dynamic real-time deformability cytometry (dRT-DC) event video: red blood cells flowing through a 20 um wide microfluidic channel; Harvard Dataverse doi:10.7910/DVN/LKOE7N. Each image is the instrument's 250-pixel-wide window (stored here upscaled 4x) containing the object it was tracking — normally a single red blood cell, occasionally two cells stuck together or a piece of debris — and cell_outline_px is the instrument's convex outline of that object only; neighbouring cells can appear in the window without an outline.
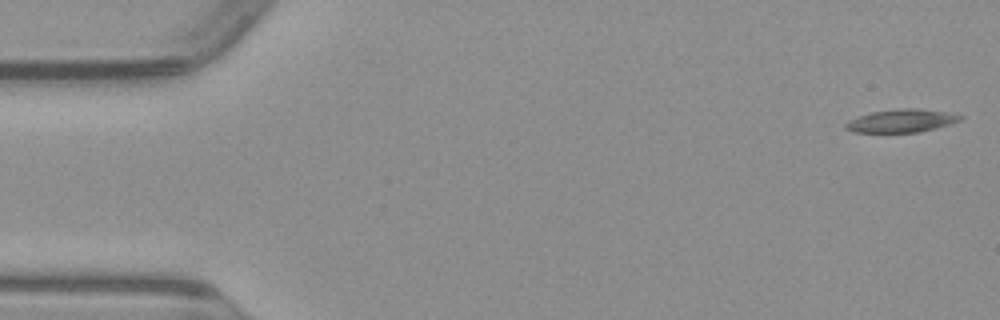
{"species": "common noctule bat (a hibernating species)", "species_latin": "Nyctalus noctula", "temperature_condition": "warm", "stored_images_in_passage": 50, "camera_frame_rate_fps": 3000, "um_per_image_px": 0.085, "animal": {"sex": "male", "body_mass_g": 23.1, "forearm_length_mm": 52.7}, "frame": {"image": 1, "passage_image": 1, "time_ms": 0.0, "image_size_px": [1000, 320], "cell_outline_px": [[964, 116], [960, 120], [936, 128], [920, 132], [852, 132], [844, 128], [844, 124], [848, 120], [872, 112], [900, 108], [920, 108], [952, 112]], "centroid_in_image_um": [76.64, 10.26], "position_along_channel_um": 8.4, "area_um2": 15.49}}
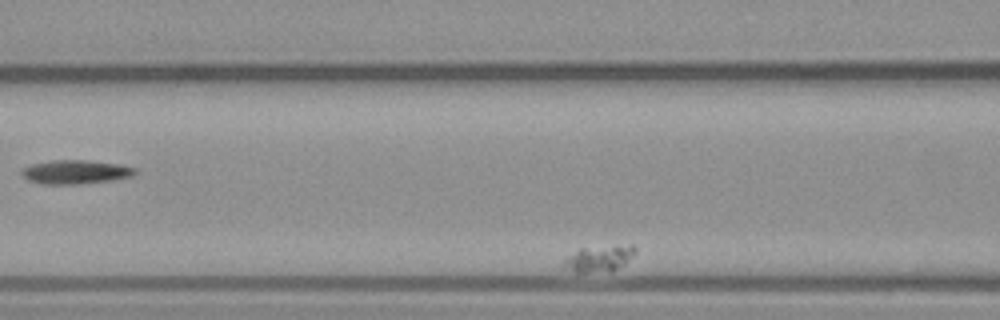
{"frame": {"image": 2, "passage_image": 22, "time_ms": 7.0, "image_size_px": [1000, 320], "cell_outline_px": [[636, 252], [624, 264], [612, 272], [576, 272], [564, 268], [560, 264], [568, 256], [580, 248], [632, 244], [636, 248]], "centroid_in_image_um": [50.92, 21.98], "position_along_channel_um": 115.7, "area_um2": 11.04}}
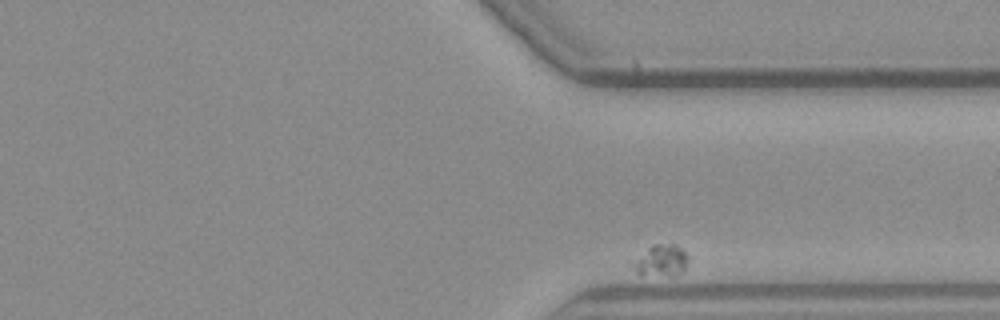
{"frame": {"image": 3, "passage_image": 50, "time_ms": 16.333, "image_size_px": [1000, 320], "cell_outline_px": [[688, 260], [684, 268], [680, 272], [672, 276], [668, 276], [636, 272], [628, 264], [628, 260], [652, 244], [676, 244], [688, 256]], "centroid_in_image_um": [56.08, 22.11], "position_along_channel_um": 355.3, "area_um2": 10.4}}